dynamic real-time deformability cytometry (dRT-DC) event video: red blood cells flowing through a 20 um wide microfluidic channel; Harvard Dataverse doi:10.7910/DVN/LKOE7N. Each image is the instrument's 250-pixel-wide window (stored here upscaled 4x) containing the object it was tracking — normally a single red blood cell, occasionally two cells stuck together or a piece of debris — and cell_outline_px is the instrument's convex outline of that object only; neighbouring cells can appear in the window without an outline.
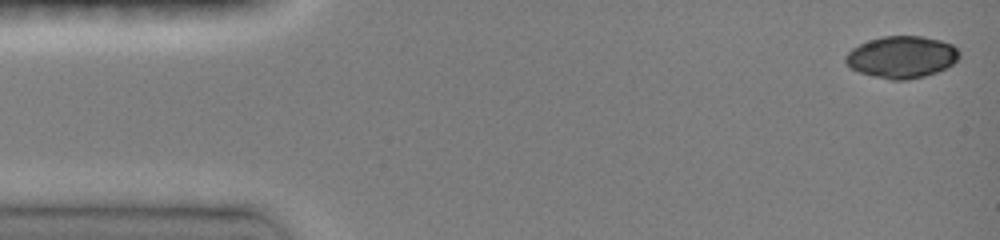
{"species": "common noctule bat (a hibernating species)", "species_latin": "Nyctalus noctula", "temperature_condition": "room temperature", "stored_images_in_passage": 23, "camera_frame_rate_fps": 3000, "um_per_image_px": 0.085, "animal": {"sex": "female", "body_mass_g": 19.0, "forearm_length_mm": 51.5}, "frame": {"image": 1, "passage_image": 1, "time_ms": 0.0, "image_size_px": [1000, 240], "cell_outline_px": [[960, 56], [952, 64], [936, 72], [924, 76], [904, 80], [892, 80], [860, 72], [852, 68], [844, 60], [844, 56], [852, 48], [868, 40], [884, 36], [920, 36], [940, 40], [952, 44], [960, 52]], "centroid_in_image_um": [76.64, 4.83], "position_along_channel_um": 8.4, "area_um2": 27.51}}
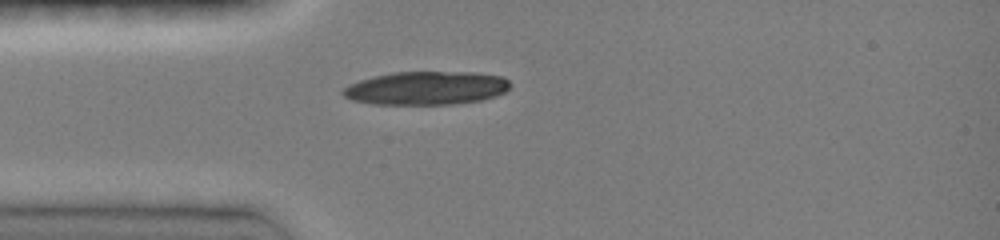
{"frame": {"image": 2, "passage_image": 15, "time_ms": 3.667, "image_size_px": [1000, 240], "cell_outline_px": [[512, 84], [504, 92], [496, 96], [480, 100], [452, 104], [372, 104], [352, 100], [344, 96], [340, 92], [348, 84], [372, 76], [392, 72], [476, 72], [500, 76], [508, 80]], "centroid_in_image_um": [36.21, 7.48], "position_along_channel_um": 48.8, "area_um2": 32.66}}